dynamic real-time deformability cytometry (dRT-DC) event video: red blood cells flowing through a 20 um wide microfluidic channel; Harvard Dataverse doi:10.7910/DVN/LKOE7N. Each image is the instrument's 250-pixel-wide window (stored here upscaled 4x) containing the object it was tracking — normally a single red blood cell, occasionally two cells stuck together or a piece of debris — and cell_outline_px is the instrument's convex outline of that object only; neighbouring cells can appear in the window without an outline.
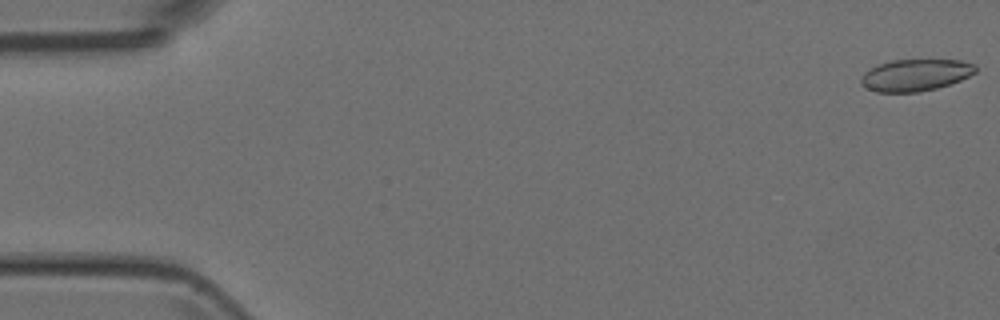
{"species": "Egyptian fruit bat (a non-hibernating species)", "species_latin": "Rousettus aegyptiacus", "temperature_condition": "room temperature", "stored_images_in_passage": 51, "camera_frame_rate_fps": 3000, "um_per_image_px": 0.085, "animal": {"sex": "female"}, "frame": {"image": 1, "passage_image": 1, "time_ms": 0.0, "image_size_px": [1000, 320], "cell_outline_px": [[976, 72], [960, 80], [936, 88], [916, 92], [876, 92], [860, 84], [860, 80], [864, 72], [880, 64], [892, 60], [960, 60], [976, 64]], "centroid_in_image_um": [77.81, 6.38], "position_along_channel_um": 7.2, "area_um2": 21.04}}
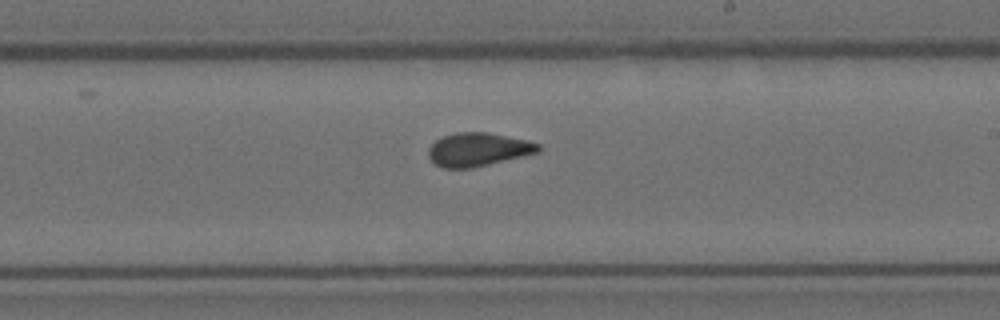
{"frame": {"image": 2, "passage_image": 30, "time_ms": 9.667, "image_size_px": [1000, 320], "cell_outline_px": [[540, 152], [472, 168], [440, 168], [428, 156], [428, 148], [436, 140], [444, 136], [456, 132], [488, 132], [528, 140], [540, 144]], "centroid_in_image_um": [40.64, 12.7], "position_along_channel_um": 248.4, "area_um2": 21.44}}
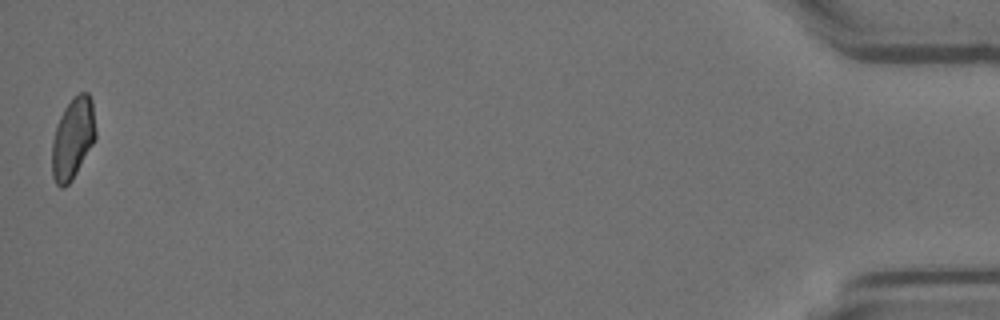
{"frame": {"image": 3, "passage_image": 51, "time_ms": 16.667, "image_size_px": [1000, 320], "cell_outline_px": [[96, 136], [92, 144], [72, 180], [64, 188], [60, 188], [56, 184], [52, 176], [52, 140], [60, 116], [64, 108], [72, 96], [80, 92], [88, 92], [92, 100], [96, 132]], "centroid_in_image_um": [6.18, 11.74], "position_along_channel_um": 429.0, "area_um2": 20.69}}